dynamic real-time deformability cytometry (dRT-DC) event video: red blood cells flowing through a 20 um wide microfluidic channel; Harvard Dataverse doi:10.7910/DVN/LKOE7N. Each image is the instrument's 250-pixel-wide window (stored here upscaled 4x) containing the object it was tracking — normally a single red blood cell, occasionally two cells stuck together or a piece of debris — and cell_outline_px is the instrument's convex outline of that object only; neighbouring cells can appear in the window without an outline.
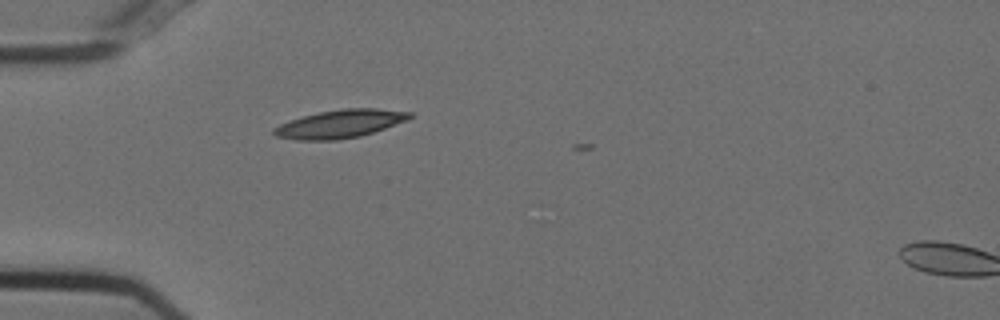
{"species": "Egyptian fruit bat (a non-hibernating species)", "species_latin": "Rousettus aegyptiacus", "temperature_condition": "cold", "stored_images_in_passage": 4, "camera_frame_rate_fps": 3000, "um_per_image_px": 0.085, "animal": {"sex": "female"}, "frame": {"image": 1, "passage_image": 3, "time_ms": 0.667, "image_size_px": [1000, 320], "cell_outline_px": [[412, 116], [408, 120], [360, 136], [336, 140], [296, 140], [276, 136], [272, 132], [272, 128], [288, 120], [320, 112], [340, 108], [376, 108], [412, 112]], "centroid_in_image_um": [28.88, 10.52], "position_along_channel_um": 56.1, "area_um2": 22.25}}